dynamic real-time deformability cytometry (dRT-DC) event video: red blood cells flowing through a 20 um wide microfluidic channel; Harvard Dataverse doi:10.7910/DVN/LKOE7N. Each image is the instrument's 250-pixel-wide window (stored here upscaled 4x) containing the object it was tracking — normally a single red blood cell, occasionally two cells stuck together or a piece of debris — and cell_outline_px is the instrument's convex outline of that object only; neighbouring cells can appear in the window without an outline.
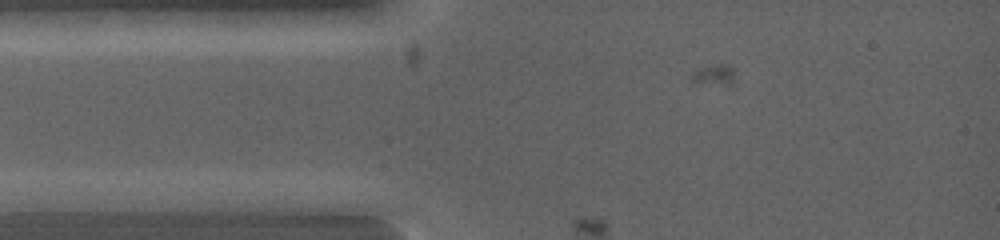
{"species": "common noctule bat (a hibernating species)", "species_latin": "Nyctalus noctula", "temperature_condition": "warm", "stored_images_in_passage": 4, "camera_frame_rate_fps": 5000, "um_per_image_px": 0.085, "animal": {"sex": "female", "body_mass_g": 19.0, "forearm_length_mm": 53.3}, "frame": {"image": 1, "passage_image": 3, "time_ms": 0.6, "image_size_px": [1000, 240], "cell_outline_px": [[124, 200], [112, 208], [96, 212], [20, 212], [12, 200], [16, 192], [124, 192]], "centroid_in_image_um": [5.67, 17.13], "position_along_channel_um": 79.3, "area_um2": 14.8}}